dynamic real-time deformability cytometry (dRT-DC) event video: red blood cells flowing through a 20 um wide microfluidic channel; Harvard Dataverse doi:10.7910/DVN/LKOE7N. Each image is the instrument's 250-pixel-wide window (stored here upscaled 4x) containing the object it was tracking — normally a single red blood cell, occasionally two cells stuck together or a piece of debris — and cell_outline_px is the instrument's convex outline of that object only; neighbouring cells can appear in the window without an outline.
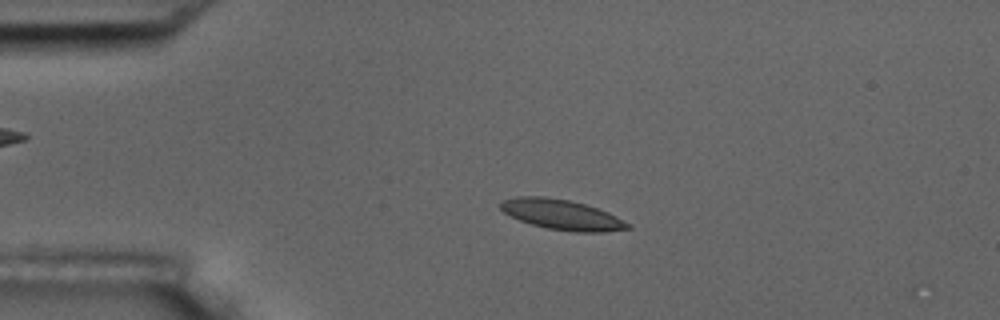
{"species": "common noctule bat (a hibernating species)", "species_latin": "Nyctalus noctula", "temperature_condition": "room temperature", "stored_images_in_passage": 4, "camera_frame_rate_fps": 3000, "um_per_image_px": 0.085, "animal": {"sex": "male", "body_mass_g": 17.5, "forearm_length_mm": 52.3}, "frame": {"image": 1, "passage_image": 3, "time_ms": 0.667, "image_size_px": [1000, 320], "cell_outline_px": [[632, 228], [604, 232], [576, 232], [548, 228], [532, 224], [520, 220], [504, 212], [500, 208], [500, 204], [504, 200], [520, 196], [544, 196], [568, 200], [584, 204], [608, 212], [632, 224]], "centroid_in_image_um": [47.8, 18.25], "position_along_channel_um": 37.2, "area_um2": 22.14}}